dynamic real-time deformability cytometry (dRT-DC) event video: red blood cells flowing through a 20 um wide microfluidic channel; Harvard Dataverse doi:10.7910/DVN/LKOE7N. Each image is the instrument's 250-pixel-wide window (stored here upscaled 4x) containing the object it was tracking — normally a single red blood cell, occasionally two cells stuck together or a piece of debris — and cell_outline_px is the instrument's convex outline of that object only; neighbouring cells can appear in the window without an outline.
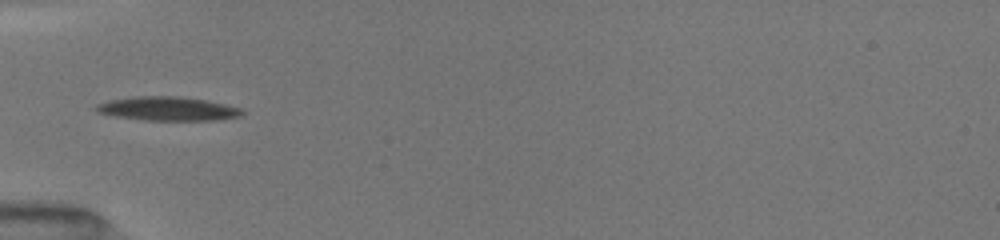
{"species": "common noctule bat (a hibernating species)", "species_latin": "Nyctalus noctula", "temperature_condition": "room temperature", "stored_images_in_passage": 9, "camera_frame_rate_fps": 3000, "um_per_image_px": 0.085, "animal": {"sex": "female", "body_mass_g": 19.5, "forearm_length_mm": 54.1}, "frame": {"image": 1, "passage_image": 8, "time_ms": 5.667, "image_size_px": [1000, 240], "cell_outline_px": [[244, 112], [240, 116], [216, 120], [144, 120], [112, 116], [96, 112], [92, 108], [96, 104], [112, 100], [136, 96], [180, 96], [204, 100], [224, 104], [240, 108]], "centroid_in_image_um": [14.2, 9.24], "position_along_channel_um": 70.8, "area_um2": 20.29}}